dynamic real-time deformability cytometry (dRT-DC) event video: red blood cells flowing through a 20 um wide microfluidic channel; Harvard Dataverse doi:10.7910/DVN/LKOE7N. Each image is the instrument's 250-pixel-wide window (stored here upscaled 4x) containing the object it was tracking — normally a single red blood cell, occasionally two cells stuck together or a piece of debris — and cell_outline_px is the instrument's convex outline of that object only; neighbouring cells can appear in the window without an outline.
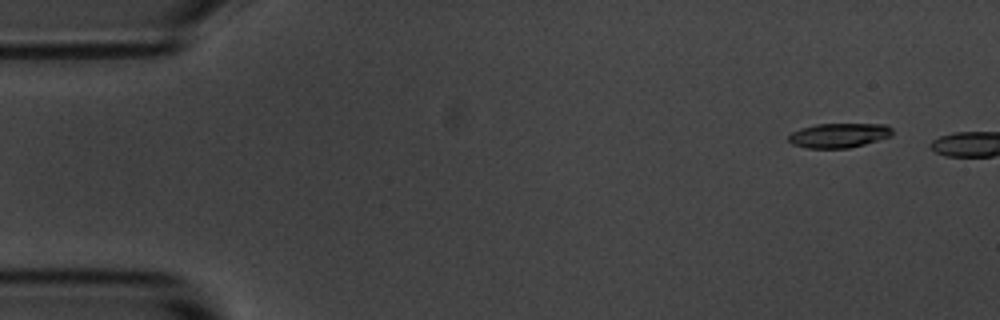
{"species": "common noctule bat (a hibernating species)", "species_latin": "Nyctalus noctula", "temperature_condition": "room temperature", "stored_images_in_passage": 4, "camera_frame_rate_fps": 3000, "um_per_image_px": 0.085, "animal": {"sex": "male", "body_mass_g": 20.1, "forearm_length_mm": 53.5}, "frame": {"image": 1, "passage_image": 2, "time_ms": 0.333, "image_size_px": [1000, 320], "cell_outline_px": [[892, 136], [864, 144], [848, 148], [808, 148], [792, 144], [788, 140], [788, 136], [792, 132], [800, 128], [816, 124], [888, 124], [892, 128]], "centroid_in_image_um": [71.31, 11.5], "position_along_channel_um": 13.7, "area_um2": 14.85}}